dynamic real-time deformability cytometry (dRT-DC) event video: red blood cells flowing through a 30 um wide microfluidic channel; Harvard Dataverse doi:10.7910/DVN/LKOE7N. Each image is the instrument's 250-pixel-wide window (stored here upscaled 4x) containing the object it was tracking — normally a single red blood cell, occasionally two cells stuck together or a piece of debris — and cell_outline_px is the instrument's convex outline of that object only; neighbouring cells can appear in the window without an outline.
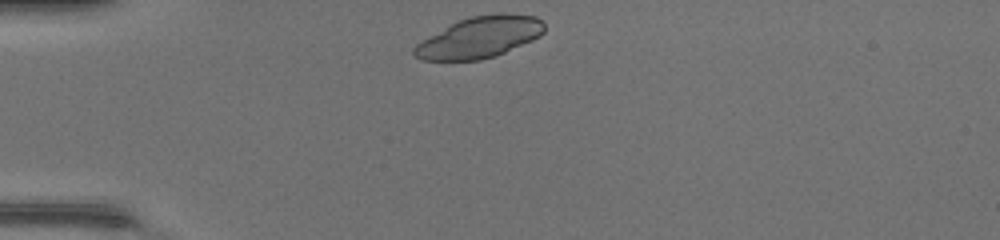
{"species": "common noctule bat (a hibernating species)", "species_latin": "Nyctalus noctula", "temperature_condition": "warm", "stored_images_in_passage": 35, "camera_frame_rate_fps": 3000, "um_per_image_px": 0.085, "animal": {"sex": "female", "body_mass_g": 17.0, "forearm_length_mm": 48.0}, "frame": {"image": 1, "passage_image": 1, "time_ms": 0.0, "image_size_px": [1000, 240], "cell_outline_px": [[544, 32], [540, 36], [532, 40], [504, 52], [480, 60], [420, 60], [412, 56], [412, 48], [416, 44], [452, 24], [460, 20], [472, 16], [536, 16], [544, 24]], "centroid_in_image_um": [40.71, 3.23], "position_along_channel_um": 44.3, "area_um2": 30.0}}